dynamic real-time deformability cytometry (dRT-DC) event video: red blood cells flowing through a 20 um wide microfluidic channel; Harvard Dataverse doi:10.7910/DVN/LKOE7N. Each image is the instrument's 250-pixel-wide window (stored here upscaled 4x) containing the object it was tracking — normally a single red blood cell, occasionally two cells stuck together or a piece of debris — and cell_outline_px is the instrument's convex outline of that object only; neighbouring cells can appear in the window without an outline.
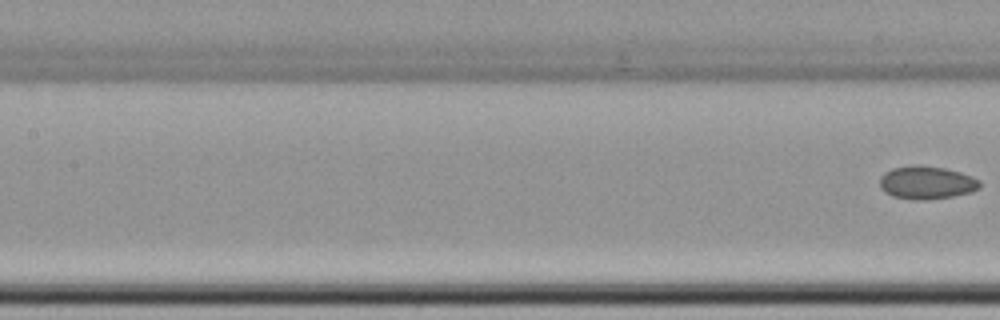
{"species": "common noctule bat (a hibernating species)", "species_latin": "Nyctalus noctula", "temperature_condition": "cold", "stored_images_in_passage": 8, "segment_of_instrument_passage": [2, 2], "camera_frame_rate_fps": 3000, "um_per_image_px": 0.085, "animal": {"sex": "female", "body_mass_g": 22.7, "forearm_length_mm": 54.2}, "frame": {"image": 1, "passage_image": 8, "time_ms": 9.333, "image_size_px": [1000, 320], "cell_outline_px": [[980, 188], [972, 192], [952, 196], [928, 200], [912, 200], [892, 196], [884, 192], [880, 188], [880, 176], [884, 172], [892, 168], [912, 164], [920, 164], [944, 168], [960, 172], [972, 176], [980, 180]], "centroid_in_image_um": [78.74, 15.51], "position_along_channel_um": 128.7, "area_um2": 19.65}}